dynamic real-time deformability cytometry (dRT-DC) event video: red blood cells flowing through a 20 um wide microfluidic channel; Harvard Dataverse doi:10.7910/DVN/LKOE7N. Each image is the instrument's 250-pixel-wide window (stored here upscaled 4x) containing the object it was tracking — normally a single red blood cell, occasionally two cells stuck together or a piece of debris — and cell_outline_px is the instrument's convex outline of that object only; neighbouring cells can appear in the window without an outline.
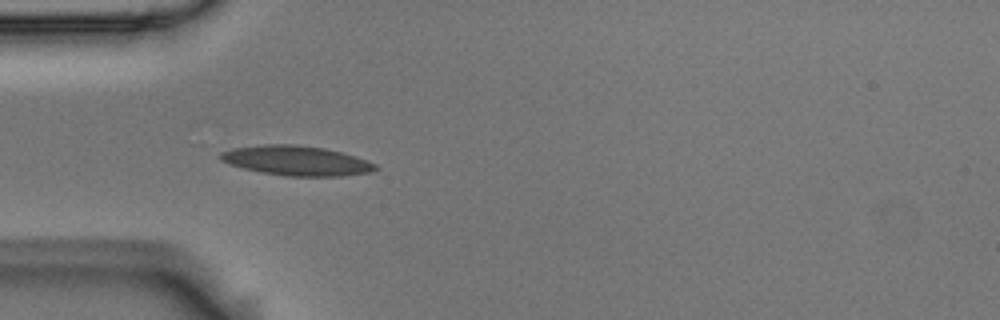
{"species": "Egyptian fruit bat (a non-hibernating species)", "species_latin": "Rousettus aegyptiacus", "temperature_condition": "room temperature", "stored_images_in_passage": 5, "camera_frame_rate_fps": 3000, "um_per_image_px": 0.085, "animal": {"sex": "male"}, "frame": {"image": 1, "passage_image": 4, "time_ms": 1.0, "image_size_px": [1000, 320], "cell_outline_px": [[380, 168], [368, 172], [340, 176], [288, 176], [264, 172], [244, 168], [228, 164], [220, 160], [220, 152], [232, 148], [264, 144], [296, 144], [324, 148], [340, 152], [376, 164]], "centroid_in_image_um": [25.15, 13.64], "position_along_channel_um": 59.9, "area_um2": 26.53}}
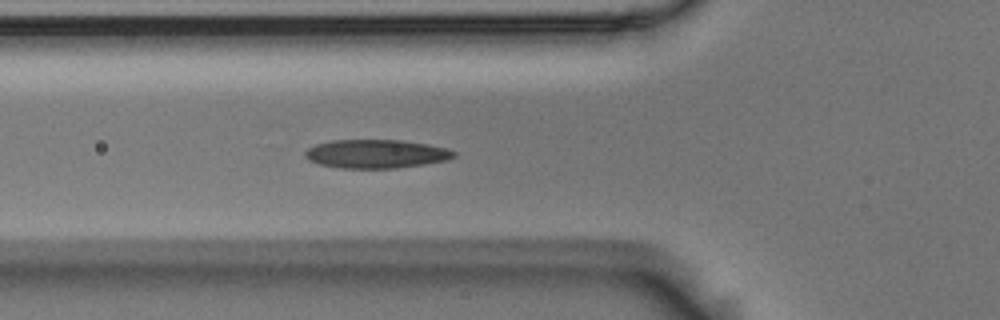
{"frame": {"image": 2, "passage_image": 5, "time_ms": 1.333, "image_size_px": [1000, 320], "cell_outline_px": [[456, 156], [448, 160], [424, 164], [396, 168], [340, 168], [320, 164], [308, 160], [304, 156], [304, 152], [308, 148], [316, 144], [332, 140], [400, 140], [428, 144], [444, 148], [456, 152]], "centroid_in_image_um": [31.95, 13.08], "position_along_channel_um": 93.8, "area_um2": 24.8}}